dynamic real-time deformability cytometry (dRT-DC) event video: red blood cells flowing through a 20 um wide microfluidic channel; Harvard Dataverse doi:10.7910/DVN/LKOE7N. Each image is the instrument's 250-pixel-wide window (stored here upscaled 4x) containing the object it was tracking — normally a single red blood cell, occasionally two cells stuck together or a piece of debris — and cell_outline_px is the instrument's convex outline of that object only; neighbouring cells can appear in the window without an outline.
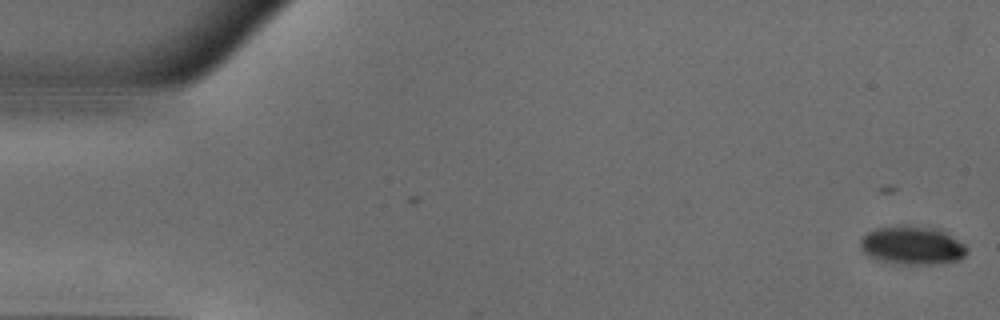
{"species": "common noctule bat (a hibernating species)", "species_latin": "Nyctalus noctula", "temperature_condition": "warm", "stored_images_in_passage": 47, "camera_frame_rate_fps": 3000, "um_per_image_px": 0.085, "animal": {"sex": "male", "body_mass_g": 18.8}, "frame": {"image": 1, "passage_image": 2, "time_ms": 0.333, "image_size_px": [1000, 320], "cell_outline_px": [[968, 252], [960, 260], [932, 264], [900, 264], [876, 260], [868, 256], [860, 248], [860, 240], [868, 232], [876, 228], [900, 224], [904, 224], [940, 228], [964, 244], [968, 248]], "centroid_in_image_um": [77.54, 20.84], "position_along_channel_um": 7.5, "area_um2": 24.33}}
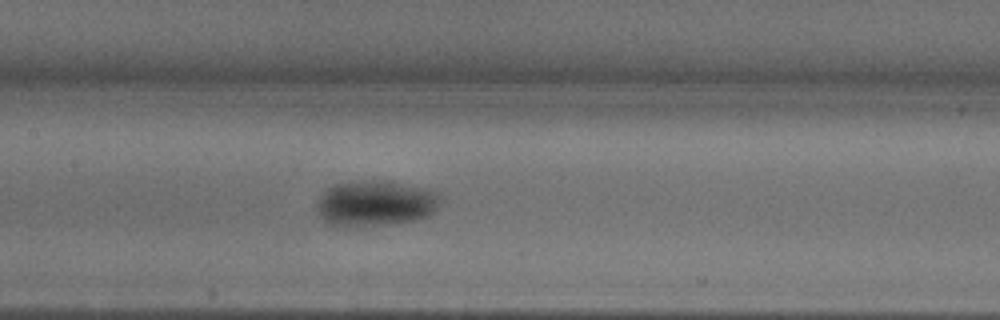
{"frame": {"image": 2, "passage_image": 25, "time_ms": 8.0, "image_size_px": [1000, 320], "cell_outline_px": [[440, 196], [436, 208], [428, 216], [416, 220], [388, 224], [332, 224], [324, 220], [320, 216], [320, 196], [324, 188], [336, 184], [376, 180], [392, 180], [440, 192]], "centroid_in_image_um": [31.99, 17.23], "position_along_channel_um": 175.4, "area_um2": 32.08}}
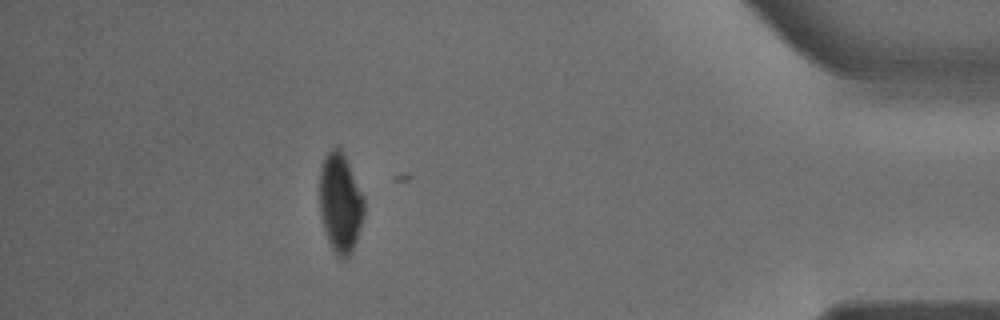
{"frame": {"image": 3, "passage_image": 46, "time_ms": 15.0, "image_size_px": [1000, 320], "cell_outline_px": [[364, 212], [356, 244], [348, 256], [336, 256], [328, 240], [324, 228], [320, 212], [320, 168], [324, 156], [332, 148], [340, 148], [348, 164], [364, 200]], "centroid_in_image_um": [28.91, 17.26], "position_along_channel_um": 406.3, "area_um2": 25.2}, "authors_computed_cell_mechanics": {"area_um2": 29.1312, "velocity_mm_per_s": 4.0089, "shape_relaxation_time_tau1_ms": 4.5785, "shape_relaxation_time_tau2_ms": null, "deformation_change_tau1": 0.1473, "deformation_change_tau2": null}}